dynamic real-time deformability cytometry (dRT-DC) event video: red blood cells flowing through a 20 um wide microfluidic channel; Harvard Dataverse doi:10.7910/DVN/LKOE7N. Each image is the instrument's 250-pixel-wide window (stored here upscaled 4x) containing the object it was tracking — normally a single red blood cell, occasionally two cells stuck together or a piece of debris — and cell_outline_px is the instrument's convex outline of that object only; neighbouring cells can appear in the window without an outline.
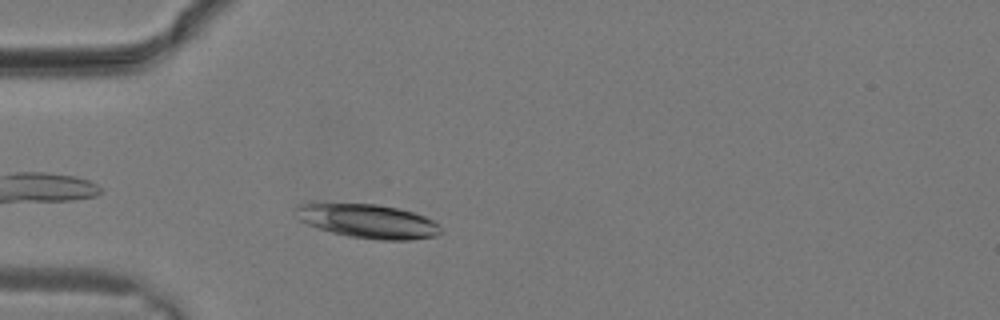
{"species": "common noctule bat (a hibernating species)", "species_latin": "Nyctalus noctula", "temperature_condition": "warm", "stored_images_in_passage": 8, "camera_frame_rate_fps": 3000, "um_per_image_px": 0.085, "animal": {"sex": "male", "body_mass_g": 19.2, "forearm_length_mm": 51.8}, "frame": {"image": 1, "passage_image": 2, "time_ms": 0.333, "image_size_px": [1000, 320], "cell_outline_px": [[440, 232], [436, 236], [412, 240], [380, 240], [348, 236], [332, 232], [308, 224], [300, 220], [296, 208], [296, 204], [376, 204], [400, 208], [424, 216], [432, 220], [440, 228]], "centroid_in_image_um": [31.32, 18.81], "position_along_channel_um": 53.7, "area_um2": 28.21}}
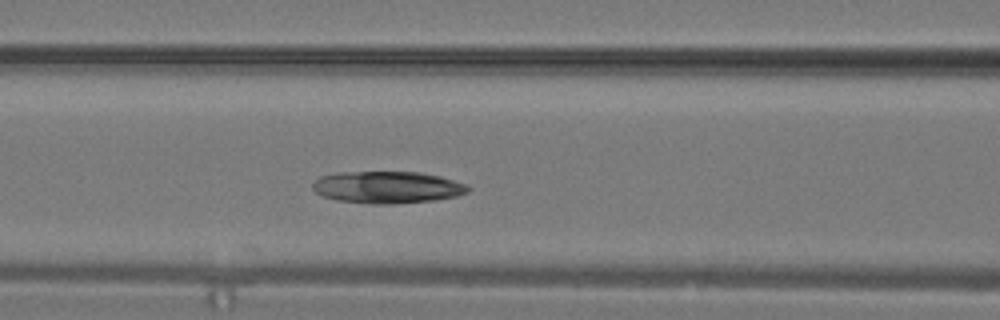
{"frame": {"image": 2, "passage_image": 6, "time_ms": 1.667, "image_size_px": [1000, 320], "cell_outline_px": [[472, 188], [468, 192], [456, 196], [436, 200], [396, 204], [372, 204], [336, 200], [324, 196], [316, 192], [312, 188], [312, 184], [320, 176], [336, 172], [420, 172], [440, 176], [464, 184]], "centroid_in_image_um": [32.92, 15.92], "position_along_channel_um": 133.7, "area_um2": 29.07}}
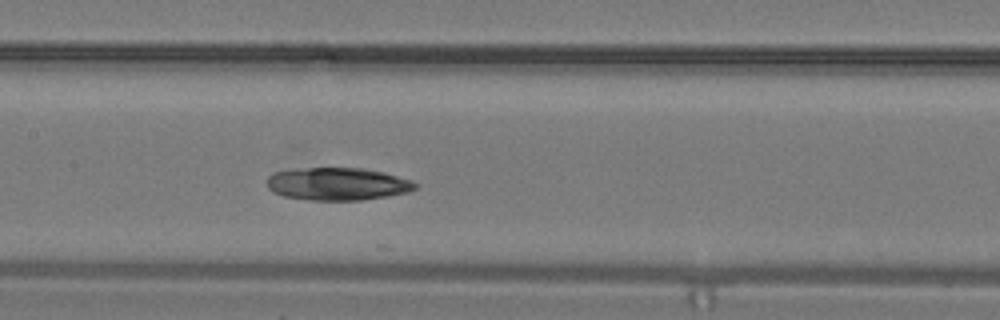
{"frame": {"image": 3, "passage_image": 8, "time_ms": 2.333, "image_size_px": [1000, 320], "cell_outline_px": [[420, 184], [416, 188], [408, 192], [388, 196], [360, 200], [308, 200], [284, 196], [272, 192], [268, 188], [268, 176], [276, 172], [308, 168], [364, 168], [384, 172], [412, 180]], "centroid_in_image_um": [28.74, 15.64], "position_along_channel_um": 178.7, "area_um2": 28.21}}